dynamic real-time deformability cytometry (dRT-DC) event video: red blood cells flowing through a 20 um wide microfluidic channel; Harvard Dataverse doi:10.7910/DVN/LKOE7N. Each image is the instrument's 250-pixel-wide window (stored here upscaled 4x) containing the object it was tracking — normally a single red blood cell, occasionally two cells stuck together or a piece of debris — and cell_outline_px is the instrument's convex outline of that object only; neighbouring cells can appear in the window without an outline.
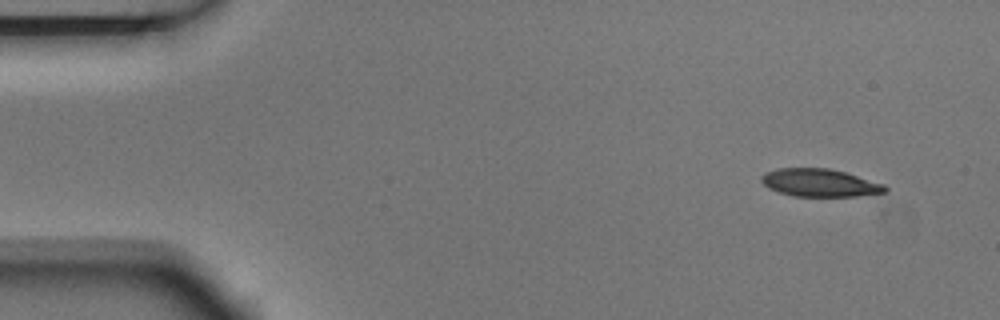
{"species": "Egyptian fruit bat (a non-hibernating species)", "species_latin": "Rousettus aegyptiacus", "temperature_condition": "room temperature", "stored_images_in_passage": 4, "camera_frame_rate_fps": 3000, "um_per_image_px": 0.085, "animal": {"sex": "male"}, "frame": {"image": 1, "passage_image": 1, "time_ms": 0.0, "image_size_px": [1000, 320], "cell_outline_px": [[888, 192], [856, 196], [796, 196], [780, 192], [768, 188], [760, 180], [760, 176], [764, 172], [776, 168], [828, 168], [844, 172], [884, 184], [888, 188]], "centroid_in_image_um": [69.66, 15.53], "position_along_channel_um": 15.3, "area_um2": 20.0}}
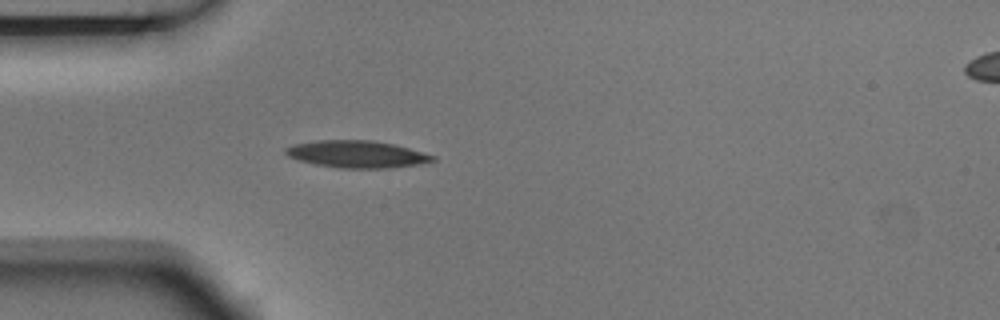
{"frame": {"image": 2, "passage_image": 4, "time_ms": 1.0, "image_size_px": [1000, 320], "cell_outline_px": [[436, 160], [420, 164], [388, 168], [340, 168], [316, 164], [300, 160], [288, 156], [284, 152], [284, 148], [292, 144], [320, 140], [372, 140], [392, 144], [408, 148], [436, 156]], "centroid_in_image_um": [30.32, 13.1], "position_along_channel_um": 54.7, "area_um2": 23.12}}